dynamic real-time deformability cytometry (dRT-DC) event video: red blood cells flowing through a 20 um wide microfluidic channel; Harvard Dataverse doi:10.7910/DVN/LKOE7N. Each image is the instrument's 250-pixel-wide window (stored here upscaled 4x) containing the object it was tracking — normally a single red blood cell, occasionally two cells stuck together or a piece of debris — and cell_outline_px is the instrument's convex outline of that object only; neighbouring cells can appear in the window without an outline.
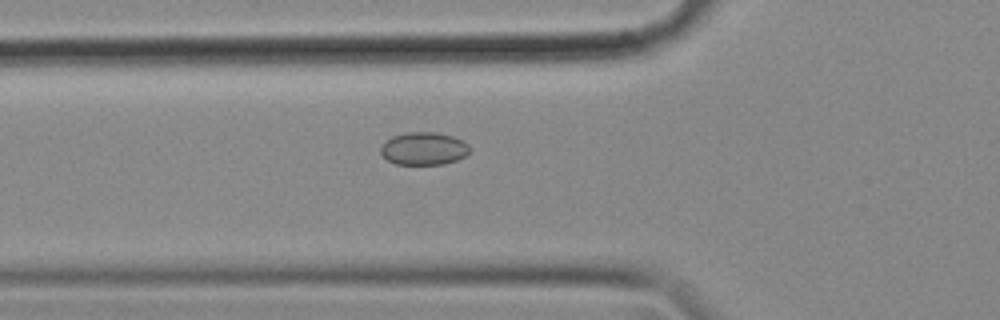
{"species": "common noctule bat (a hibernating species)", "species_latin": "Nyctalus noctula", "temperature_condition": "cold", "stored_images_in_passage": 34, "camera_frame_rate_fps": 3000, "um_per_image_px": 0.085, "animal": {"sex": "female", "body_mass_g": 18.4}, "frame": {"image": 1, "passage_image": 4, "time_ms": 1.0, "image_size_px": [1000, 320], "cell_outline_px": [[472, 148], [464, 156], [456, 160], [444, 164], [396, 164], [388, 160], [380, 152], [380, 148], [392, 136], [408, 132], [432, 132], [452, 136], [464, 140]], "centroid_in_image_um": [36.05, 12.63], "position_along_channel_um": 89.7, "area_um2": 16.88}}
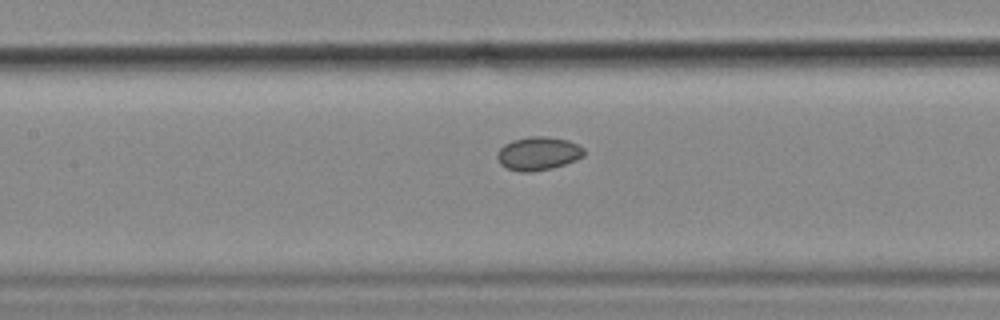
{"frame": {"image": 2, "passage_image": 10, "time_ms": 3.0, "image_size_px": [1000, 320], "cell_outline_px": [[584, 156], [576, 160], [552, 168], [528, 172], [520, 172], [508, 168], [500, 164], [496, 156], [500, 148], [504, 144], [512, 140], [528, 136], [544, 136], [568, 140], [584, 148]], "centroid_in_image_um": [45.74, 13.04], "position_along_channel_um": 161.7, "area_um2": 16.88}}
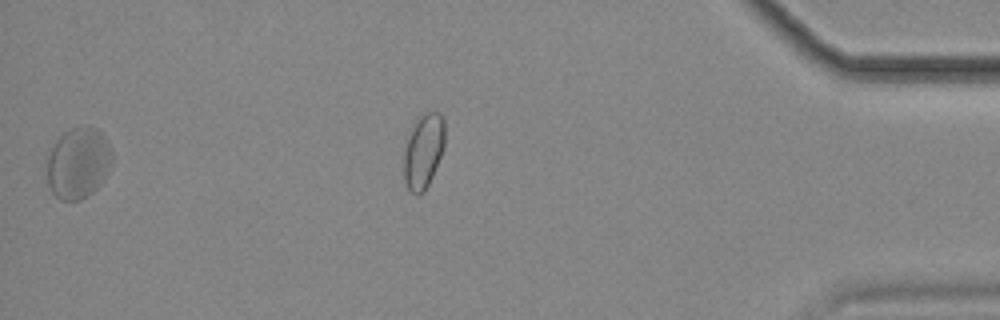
{"frame": {"image": 3, "passage_image": 33, "time_ms": 10.667, "image_size_px": [1000, 320], "cell_outline_px": [[112, 160], [104, 176], [96, 188], [92, 192], [80, 200], [60, 200], [52, 192], [48, 184], [48, 156], [56, 140], [64, 132], [72, 128], [84, 124], [88, 124], [96, 128], [104, 136], [112, 152]], "centroid_in_image_um": [6.64, 13.82], "position_along_channel_um": 428.6, "area_um2": 26.7}}